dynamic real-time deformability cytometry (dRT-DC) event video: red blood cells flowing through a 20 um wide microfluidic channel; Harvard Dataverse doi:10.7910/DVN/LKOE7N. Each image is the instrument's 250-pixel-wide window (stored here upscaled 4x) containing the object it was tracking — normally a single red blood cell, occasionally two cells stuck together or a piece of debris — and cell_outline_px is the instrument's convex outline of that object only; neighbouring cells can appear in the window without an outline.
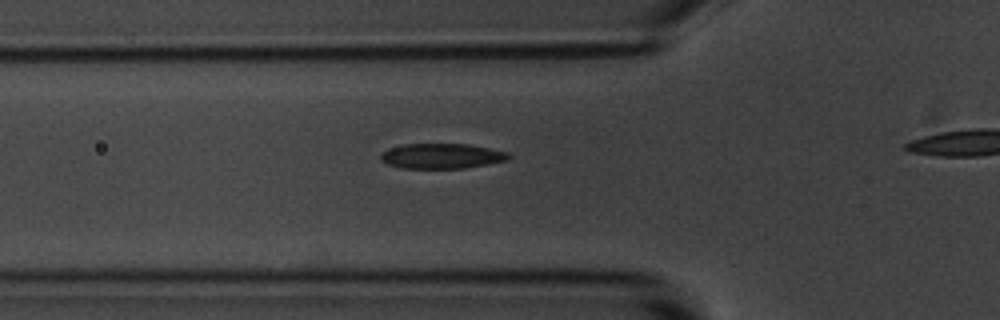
{"species": "common noctule bat (a hibernating species)", "species_latin": "Nyctalus noctula", "temperature_condition": "room temperature", "stored_images_in_passage": 31, "camera_frame_rate_fps": 3000, "um_per_image_px": 0.085, "animal": {"sex": "male", "body_mass_g": 20.1, "forearm_length_mm": 53.5}, "frame": {"image": 1, "passage_image": 5, "time_ms": 1.333, "image_size_px": [1000, 320], "cell_outline_px": [[512, 156], [508, 160], [464, 168], [400, 168], [388, 164], [380, 160], [380, 156], [388, 148], [404, 144], [468, 144], [508, 152]], "centroid_in_image_um": [37.54, 13.26], "position_along_channel_um": 88.3, "area_um2": 18.67}}
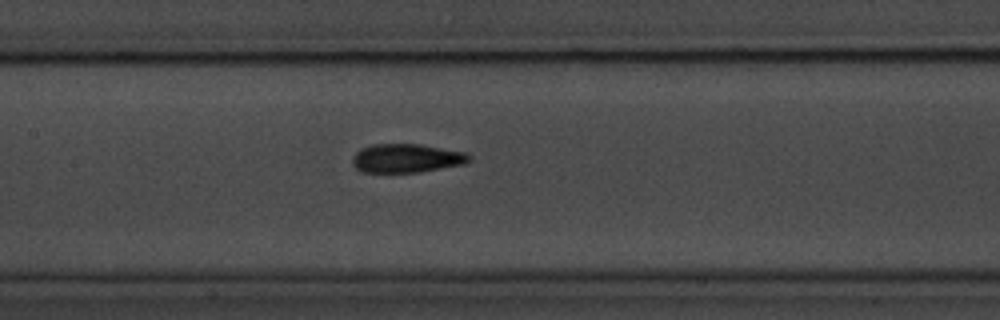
{"frame": {"image": 2, "passage_image": 12, "time_ms": 3.667, "image_size_px": [1000, 320], "cell_outline_px": [[472, 160], [464, 164], [420, 172], [360, 172], [352, 164], [352, 156], [360, 148], [372, 144], [420, 144], [464, 152], [472, 156]], "centroid_in_image_um": [34.54, 13.45], "position_along_channel_um": 172.9, "area_um2": 19.71}}
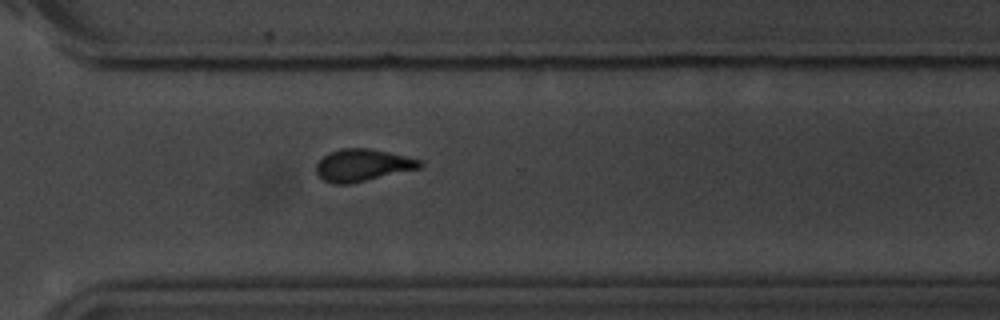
{"frame": {"image": 3, "passage_image": 26, "time_ms": 8.333, "image_size_px": [1000, 320], "cell_outline_px": [[424, 164], [420, 168], [352, 184], [332, 184], [324, 180], [316, 172], [316, 164], [324, 156], [340, 148], [368, 148], [388, 152], [420, 160]], "centroid_in_image_um": [30.82, 14.05], "position_along_channel_um": 339.8, "area_um2": 19.36}}